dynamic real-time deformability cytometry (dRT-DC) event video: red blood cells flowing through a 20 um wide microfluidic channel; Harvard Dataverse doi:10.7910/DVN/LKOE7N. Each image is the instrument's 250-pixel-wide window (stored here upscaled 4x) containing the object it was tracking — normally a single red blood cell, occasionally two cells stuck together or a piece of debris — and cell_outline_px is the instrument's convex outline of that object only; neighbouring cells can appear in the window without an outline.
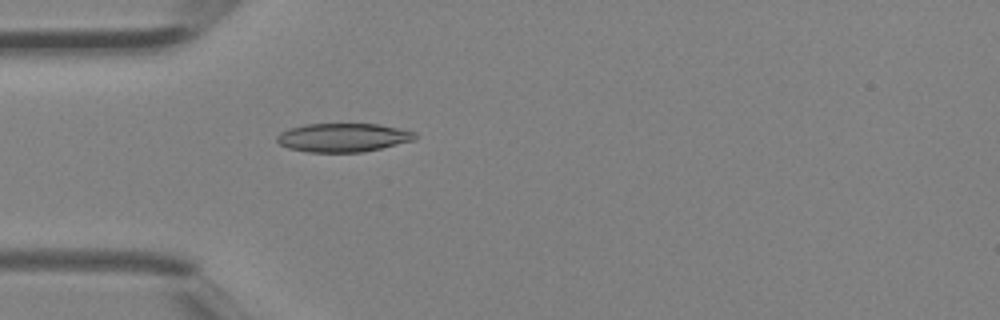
{"species": "Egyptian fruit bat (a non-hibernating species)", "species_latin": "Rousettus aegyptiacus", "temperature_condition": "room temperature", "stored_images_in_passage": 3, "camera_frame_rate_fps": 3000, "um_per_image_px": 0.085, "animal": {"sex": "female"}, "frame": {"image": 1, "passage_image": 3, "time_ms": 0.667, "image_size_px": [1000, 320], "cell_outline_px": [[416, 140], [364, 152], [308, 152], [288, 148], [280, 144], [276, 140], [276, 136], [280, 132], [288, 128], [304, 124], [380, 124], [416, 132]], "centroid_in_image_um": [29.16, 11.69], "position_along_channel_um": 55.8, "area_um2": 23.24}}